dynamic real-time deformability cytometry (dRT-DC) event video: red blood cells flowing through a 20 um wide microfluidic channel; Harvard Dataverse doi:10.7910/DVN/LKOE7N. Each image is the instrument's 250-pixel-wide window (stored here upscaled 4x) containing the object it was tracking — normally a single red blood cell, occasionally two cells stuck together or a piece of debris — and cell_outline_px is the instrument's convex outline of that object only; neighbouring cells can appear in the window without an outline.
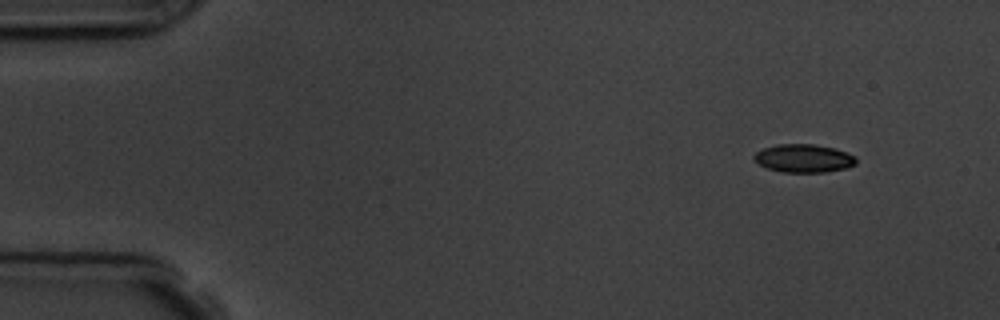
{"species": "common noctule bat (a hibernating species)", "species_latin": "Nyctalus noctula", "temperature_condition": "room temperature", "stored_images_in_passage": 5, "camera_frame_rate_fps": 3000, "um_per_image_px": 0.085, "animal": {"sex": "male", "body_mass_g": 19.5, "forearm_length_mm": 54.6}, "frame": {"image": 1, "passage_image": 1, "time_ms": 0.0, "image_size_px": [1000, 320], "cell_outline_px": [[856, 164], [848, 168], [824, 172], [784, 172], [768, 168], [760, 164], [752, 156], [756, 152], [764, 148], [776, 144], [816, 144], [836, 148], [856, 156]], "centroid_in_image_um": [68.36, 13.45], "position_along_channel_um": 16.6, "area_um2": 16.82}}
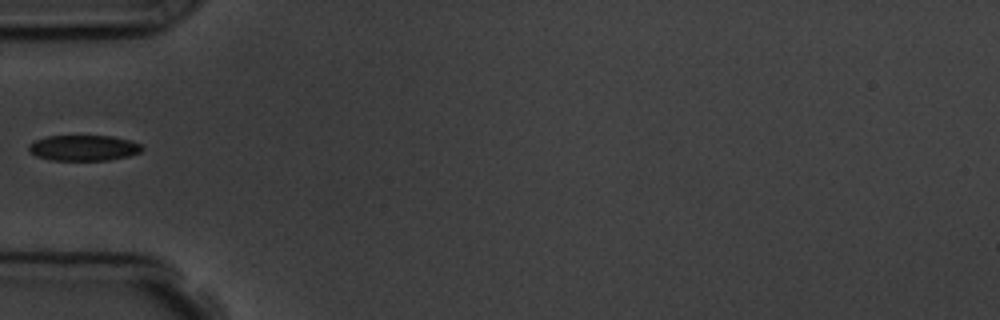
{"frame": {"image": 2, "passage_image": 4, "time_ms": 4.333, "image_size_px": [1000, 320], "cell_outline_px": [[144, 148], [140, 152], [128, 156], [108, 160], [52, 160], [36, 156], [28, 148], [28, 144], [44, 136], [112, 136], [132, 140], [140, 144]], "centroid_in_image_um": [7.12, 12.56], "position_along_channel_um": 77.9, "area_um2": 16.94}}